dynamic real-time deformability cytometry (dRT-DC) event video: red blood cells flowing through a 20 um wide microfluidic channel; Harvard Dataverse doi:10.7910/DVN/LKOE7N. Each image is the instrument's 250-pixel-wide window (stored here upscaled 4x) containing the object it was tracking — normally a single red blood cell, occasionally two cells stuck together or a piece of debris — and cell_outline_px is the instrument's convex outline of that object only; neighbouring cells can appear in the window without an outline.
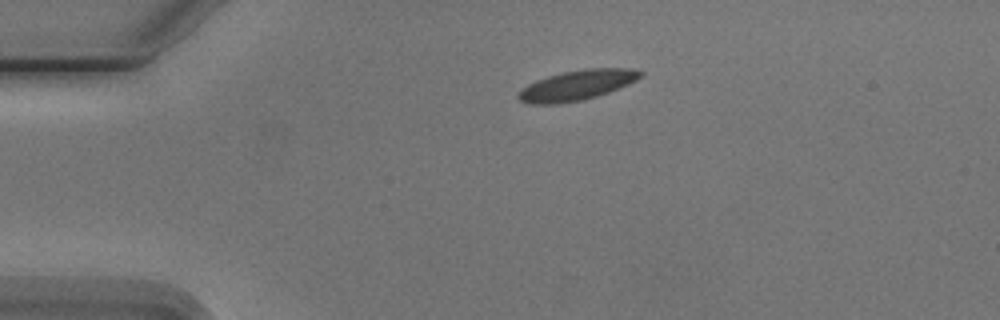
{"species": "Egyptian fruit bat (a non-hibernating species)", "species_latin": "Rousettus aegyptiacus", "temperature_condition": "cold", "stored_images_in_passage": 3, "camera_frame_rate_fps": 3000, "um_per_image_px": 0.085, "animal": {"sex": "male"}, "frame": {"image": 1, "passage_image": 3, "time_ms": 3.0, "image_size_px": [1000, 320], "cell_outline_px": [[644, 76], [628, 84], [608, 92], [584, 100], [556, 104], [532, 104], [520, 100], [516, 96], [516, 92], [520, 88], [536, 80], [548, 76], [564, 72], [584, 68], [636, 68], [644, 72]], "centroid_in_image_um": [49.04, 7.23], "position_along_channel_um": 36.0, "area_um2": 21.62}}